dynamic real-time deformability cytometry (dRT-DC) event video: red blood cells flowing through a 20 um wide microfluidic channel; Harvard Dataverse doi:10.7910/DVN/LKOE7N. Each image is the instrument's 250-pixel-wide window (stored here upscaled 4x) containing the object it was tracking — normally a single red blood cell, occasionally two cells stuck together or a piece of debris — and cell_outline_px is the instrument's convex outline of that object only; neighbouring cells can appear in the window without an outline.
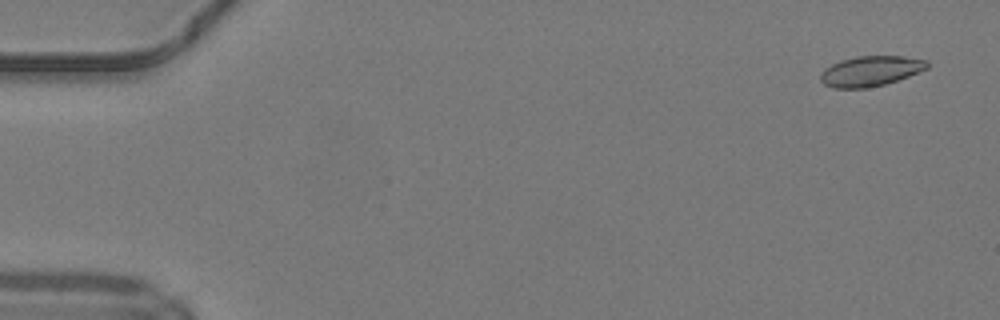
{"species": "common noctule bat (a hibernating species)", "species_latin": "Nyctalus noctula", "temperature_condition": "warm", "stored_images_in_passage": 15, "camera_frame_rate_fps": 3000, "um_per_image_px": 0.085, "animal": {"sex": "male", "body_mass_g": 19.2, "forearm_length_mm": 51.8}, "frame": {"image": 1, "passage_image": 3, "time_ms": 0.667, "image_size_px": [1000, 320], "cell_outline_px": [[928, 68], [908, 76], [884, 84], [864, 88], [832, 88], [824, 84], [820, 80], [820, 72], [824, 68], [840, 60], [856, 56], [904, 56], [928, 60]], "centroid_in_image_um": [73.97, 6.03], "position_along_channel_um": 11.0, "area_um2": 18.79}}